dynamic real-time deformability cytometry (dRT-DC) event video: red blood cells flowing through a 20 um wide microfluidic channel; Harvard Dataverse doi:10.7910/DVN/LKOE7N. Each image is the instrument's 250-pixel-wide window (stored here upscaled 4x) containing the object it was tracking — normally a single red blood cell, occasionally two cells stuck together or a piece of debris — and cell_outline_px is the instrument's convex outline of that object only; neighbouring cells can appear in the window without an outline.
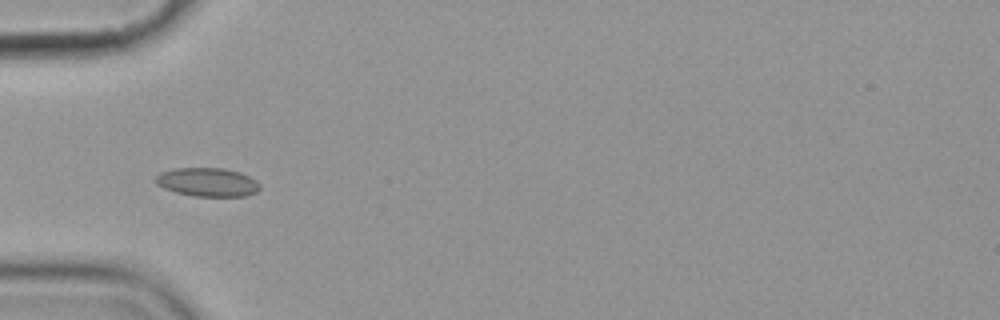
{"species": "common noctule bat (a hibernating species)", "species_latin": "Nyctalus noctula", "temperature_condition": "cold", "stored_images_in_passage": 1, "camera_frame_rate_fps": 3000, "um_per_image_px": 0.085, "animal": {"sex": "female", "body_mass_g": 19.9}, "frame": {"image": 1, "passage_image": 1, "time_ms": 0.0, "image_size_px": [1000, 320], "cell_outline_px": [[260, 188], [256, 192], [248, 196], [192, 196], [176, 192], [164, 188], [156, 184], [152, 180], [160, 172], [176, 168], [224, 168], [240, 172], [256, 180], [260, 184]], "centroid_in_image_um": [17.62, 15.48], "position_along_channel_um": 67.4, "area_um2": 17.57}}